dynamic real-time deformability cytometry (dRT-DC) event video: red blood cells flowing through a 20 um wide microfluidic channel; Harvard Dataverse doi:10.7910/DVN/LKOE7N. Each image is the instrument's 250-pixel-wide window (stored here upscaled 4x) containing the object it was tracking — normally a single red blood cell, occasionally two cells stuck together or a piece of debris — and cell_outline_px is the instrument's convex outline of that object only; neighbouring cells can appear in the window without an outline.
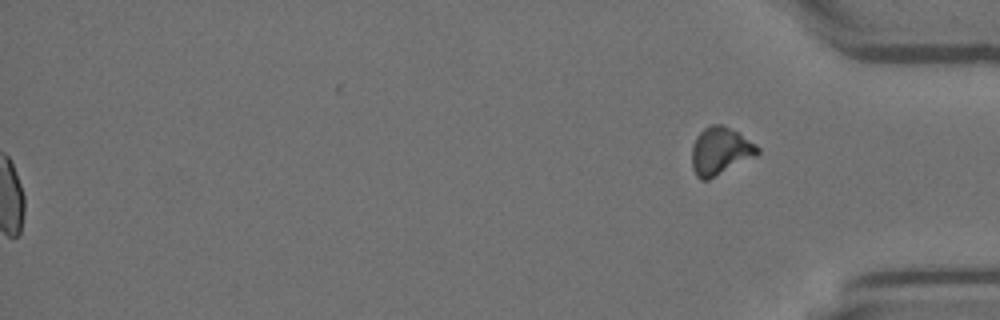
{"species": "Egyptian fruit bat (a non-hibernating species)", "species_latin": "Rousettus aegyptiacus", "temperature_condition": "room temperature", "stored_images_in_passage": 47, "segment_of_instrument_passage": [2, 2], "camera_frame_rate_fps": 3000, "um_per_image_px": 0.085, "animal": {"sex": "female"}, "frame": {"image": 1, "passage_image": 47, "time_ms": 15.333, "image_size_px": [1000, 320], "cell_outline_px": [[760, 152], [756, 156], [708, 180], [700, 180], [696, 176], [692, 168], [692, 144], [696, 136], [708, 124], [720, 124], [736, 132], [756, 144], [760, 148]], "centroid_in_image_um": [61.19, 12.85], "position_along_channel_um": 374.0, "area_um2": 18.21}}